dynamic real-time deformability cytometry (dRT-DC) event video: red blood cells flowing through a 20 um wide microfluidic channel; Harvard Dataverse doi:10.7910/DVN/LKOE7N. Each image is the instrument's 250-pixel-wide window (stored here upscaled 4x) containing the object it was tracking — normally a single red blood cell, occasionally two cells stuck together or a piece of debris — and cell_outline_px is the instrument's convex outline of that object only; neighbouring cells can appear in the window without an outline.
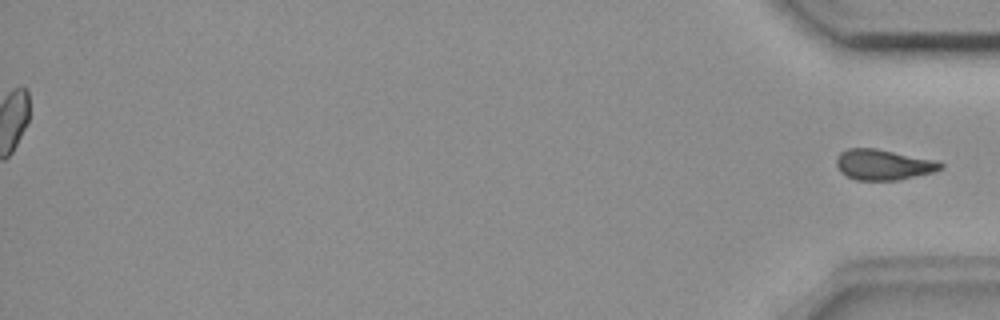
{"species": "common noctule bat (a hibernating species)", "species_latin": "Nyctalus noctula", "temperature_condition": "room temperature", "stored_images_in_passage": 56, "segment_of_instrument_passage": [2, 2], "camera_frame_rate_fps": 3000, "um_per_image_px": 0.085, "animal": {"sex": "female", "body_mass_g": 18.4}, "frame": {"image": 1, "passage_image": 56, "time_ms": 18.333, "image_size_px": [1000, 320], "cell_outline_px": [[944, 168], [932, 172], [896, 180], [856, 180], [840, 172], [836, 168], [836, 156], [840, 152], [848, 148], [876, 148], [936, 160], [944, 164]], "centroid_in_image_um": [75.05, 13.98], "position_along_channel_um": 360.1, "area_um2": 18.61}}